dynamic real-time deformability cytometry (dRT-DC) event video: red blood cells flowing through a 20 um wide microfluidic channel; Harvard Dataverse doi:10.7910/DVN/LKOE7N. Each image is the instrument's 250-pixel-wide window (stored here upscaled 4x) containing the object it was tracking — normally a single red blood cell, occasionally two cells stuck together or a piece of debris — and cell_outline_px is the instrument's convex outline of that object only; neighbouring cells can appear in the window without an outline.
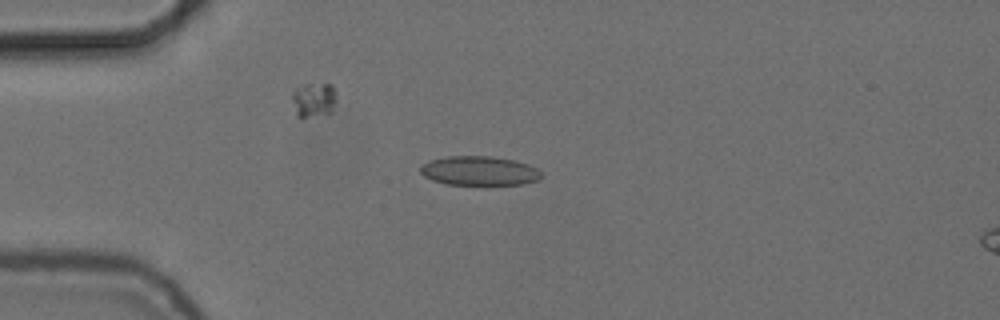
{"species": "common noctule bat (a hibernating species)", "species_latin": "Nyctalus noctula", "temperature_condition": "cold", "stored_images_in_passage": 43, "camera_frame_rate_fps": 3000, "um_per_image_px": 0.085, "animal": {"sex": "female", "body_mass_g": 24.6, "forearm_length_mm": 56.2}, "frame": {"image": 1, "passage_image": 2, "time_ms": 0.333, "image_size_px": [1000, 320], "cell_outline_px": [[544, 176], [540, 180], [520, 184], [444, 184], [432, 180], [424, 176], [420, 172], [420, 168], [428, 160], [444, 156], [492, 156], [512, 160], [528, 164], [536, 168]], "centroid_in_image_um": [40.73, 14.51], "position_along_channel_um": 44.3, "area_um2": 20.63}}
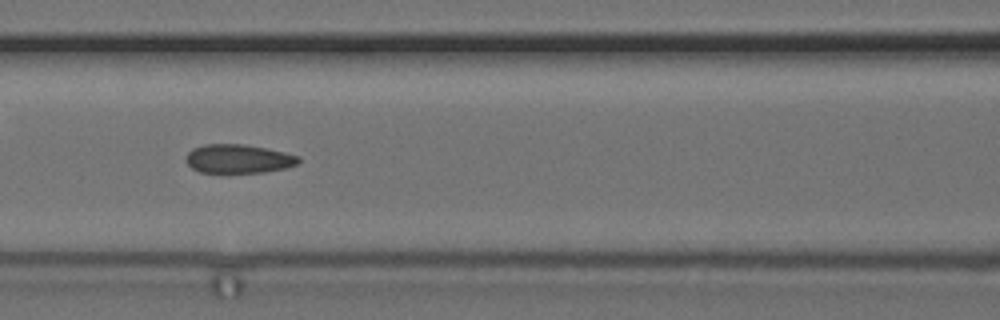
{"frame": {"image": 2, "passage_image": 12, "time_ms": 3.667, "image_size_px": [1000, 320], "cell_outline_px": [[300, 160], [296, 164], [284, 168], [264, 172], [200, 172], [192, 168], [184, 160], [188, 152], [192, 148], [204, 144], [244, 144], [268, 148], [300, 156]], "centroid_in_image_um": [20.24, 13.48], "position_along_channel_um": 146.4, "area_um2": 18.9}}
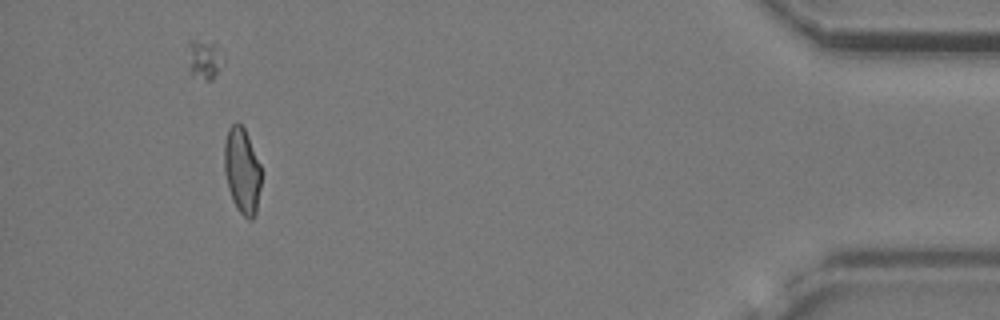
{"frame": {"image": 3, "passage_image": 39, "time_ms": 12.667, "image_size_px": [1000, 320], "cell_outline_px": [[260, 188], [256, 212], [252, 220], [248, 220], [236, 208], [232, 200], [228, 188], [224, 172], [224, 140], [228, 128], [236, 120], [244, 128], [248, 136], [260, 164]], "centroid_in_image_um": [20.55, 14.49], "position_along_channel_um": 414.6, "area_um2": 18.61}, "authors_computed_cell_mechanics": {"area_um2": 19.3052, "velocity_mm_per_s": 3.7157, "shape_relaxation_time_tau1_ms": null, "shape_relaxation_time_tau2_ms": 2.1978, "deformation_change_tau1": null, "deformation_change_tau2": 0.0617}}